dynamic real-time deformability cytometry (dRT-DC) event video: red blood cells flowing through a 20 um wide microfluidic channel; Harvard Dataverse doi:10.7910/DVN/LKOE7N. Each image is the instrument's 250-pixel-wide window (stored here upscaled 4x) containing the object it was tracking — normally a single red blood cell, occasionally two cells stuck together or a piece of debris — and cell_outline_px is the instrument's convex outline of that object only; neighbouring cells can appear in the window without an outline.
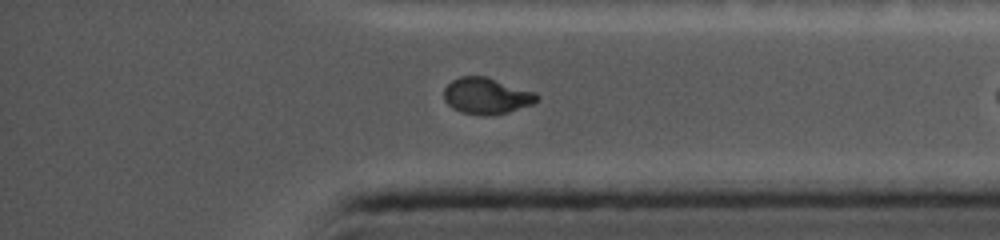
{"species": "common noctule bat (a hibernating species)", "species_latin": "Nyctalus noctula", "temperature_condition": "cold", "stored_images_in_passage": 12, "camera_frame_rate_fps": 5000, "um_per_image_px": 0.085, "animal": {"sex": "female", "body_mass_g": 19.0, "forearm_length_mm": 56.7}, "frame": {"image": 1, "passage_image": 12, "time_ms": 9.0, "image_size_px": [1000, 240], "cell_outline_px": [[540, 96], [532, 104], [508, 112], [484, 116], [480, 116], [460, 112], [452, 108], [444, 100], [444, 88], [452, 80], [460, 76], [484, 76], [536, 92]], "centroid_in_image_um": [41.33, 8.16], "position_along_channel_um": 393.9, "area_um2": 19.65}}